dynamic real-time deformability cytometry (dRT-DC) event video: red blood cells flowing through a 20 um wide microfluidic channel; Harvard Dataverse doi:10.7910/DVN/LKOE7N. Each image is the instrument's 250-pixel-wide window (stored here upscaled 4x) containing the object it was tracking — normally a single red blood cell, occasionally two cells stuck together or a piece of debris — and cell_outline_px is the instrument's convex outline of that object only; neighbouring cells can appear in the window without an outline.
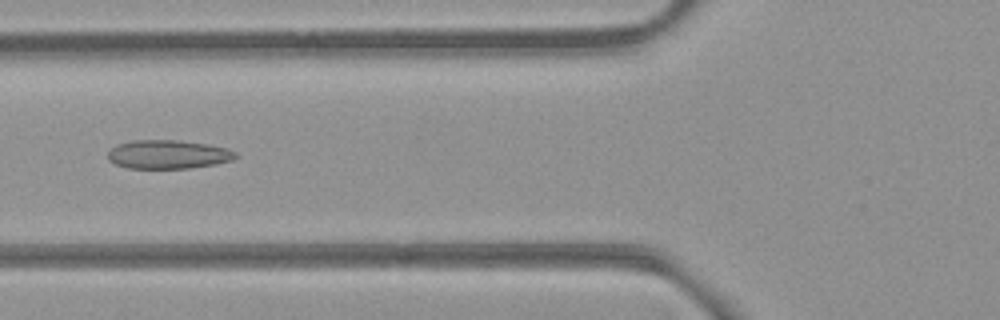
{"species": "common noctule bat (a hibernating species)", "species_latin": "Nyctalus noctula", "temperature_condition": "room temperature", "stored_images_in_passage": 2, "camera_frame_rate_fps": 3000, "um_per_image_px": 0.085, "animal": {"sex": "female", "body_mass_g": 21.9}, "frame": {"image": 1, "passage_image": 2, "time_ms": 0.333, "image_size_px": [1000, 320], "cell_outline_px": [[240, 156], [232, 160], [216, 164], [188, 168], [128, 168], [116, 164], [108, 160], [108, 152], [116, 144], [132, 140], [176, 140], [208, 144], [224, 148], [236, 152]], "centroid_in_image_um": [14.28, 13.12], "position_along_channel_um": 111.5, "area_um2": 21.39}}